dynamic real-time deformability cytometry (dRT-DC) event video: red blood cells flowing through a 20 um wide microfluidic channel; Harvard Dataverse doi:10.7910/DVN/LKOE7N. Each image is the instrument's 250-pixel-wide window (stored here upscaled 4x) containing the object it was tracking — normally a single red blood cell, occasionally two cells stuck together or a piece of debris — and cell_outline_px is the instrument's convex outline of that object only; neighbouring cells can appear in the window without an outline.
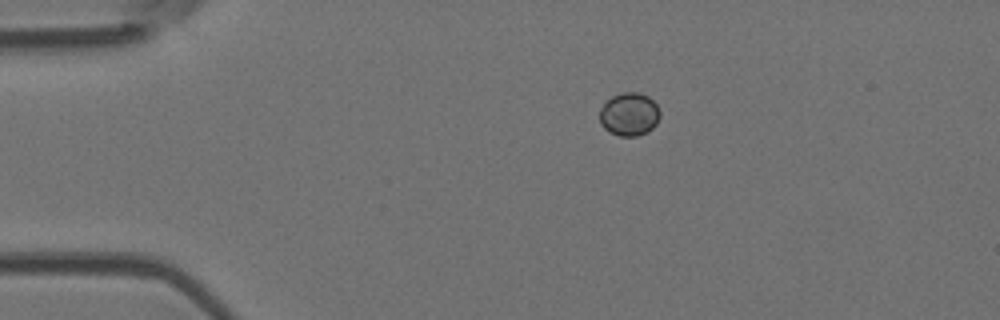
{"species": "Egyptian fruit bat (a non-hibernating species)", "species_latin": "Rousettus aegyptiacus", "temperature_condition": "room temperature", "stored_images_in_passage": 3, "camera_frame_rate_fps": 3000, "um_per_image_px": 0.085, "animal": {"sex": "female"}, "frame": {"image": 1, "passage_image": 1, "time_ms": 0.0, "image_size_px": [1000, 320], "cell_outline_px": [[660, 116], [656, 124], [648, 132], [636, 136], [620, 136], [608, 132], [600, 124], [600, 108], [612, 96], [624, 92], [640, 92], [648, 96], [656, 104], [660, 112]], "centroid_in_image_um": [53.49, 9.72], "position_along_channel_um": 31.5, "area_um2": 15.26}}
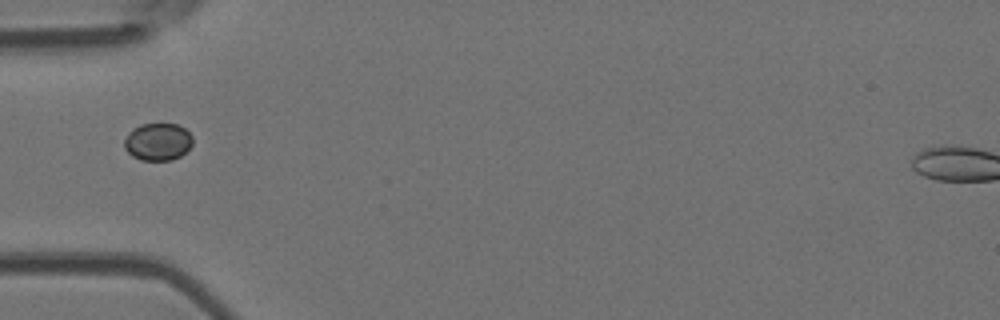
{"frame": {"image": 2, "passage_image": 3, "time_ms": 2.333, "image_size_px": [1000, 320], "cell_outline_px": [[192, 144], [180, 156], [172, 160], [140, 160], [132, 156], [124, 148], [124, 140], [132, 128], [140, 124], [180, 124], [192, 136]], "centroid_in_image_um": [13.4, 12.04], "position_along_channel_um": 71.6, "area_um2": 14.91}}